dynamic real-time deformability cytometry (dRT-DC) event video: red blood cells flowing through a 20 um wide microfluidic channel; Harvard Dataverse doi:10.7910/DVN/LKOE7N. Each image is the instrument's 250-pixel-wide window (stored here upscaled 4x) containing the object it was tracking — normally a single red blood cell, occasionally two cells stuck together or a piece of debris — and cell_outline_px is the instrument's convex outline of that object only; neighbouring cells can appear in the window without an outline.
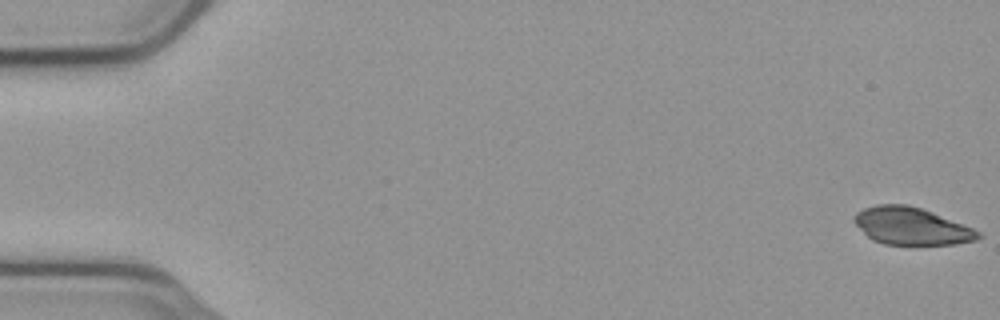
{"species": "common noctule bat (a hibernating species)", "species_latin": "Nyctalus noctula", "temperature_condition": "cold", "stored_images_in_passage": 55, "camera_frame_rate_fps": 3000, "um_per_image_px": 0.085, "animal": {"sex": "male", "body_mass_g": 23.1, "forearm_length_mm": 52.7}, "frame": {"image": 1, "passage_image": 1, "time_ms": 0.0, "image_size_px": [1000, 320], "cell_outline_px": [[984, 236], [976, 240], [956, 244], [884, 244], [872, 240], [852, 220], [852, 216], [856, 212], [864, 208], [876, 204], [908, 204], [932, 212], [972, 228], [980, 232]], "centroid_in_image_um": [77.45, 19.21], "position_along_channel_um": 7.6, "area_um2": 26.82}}